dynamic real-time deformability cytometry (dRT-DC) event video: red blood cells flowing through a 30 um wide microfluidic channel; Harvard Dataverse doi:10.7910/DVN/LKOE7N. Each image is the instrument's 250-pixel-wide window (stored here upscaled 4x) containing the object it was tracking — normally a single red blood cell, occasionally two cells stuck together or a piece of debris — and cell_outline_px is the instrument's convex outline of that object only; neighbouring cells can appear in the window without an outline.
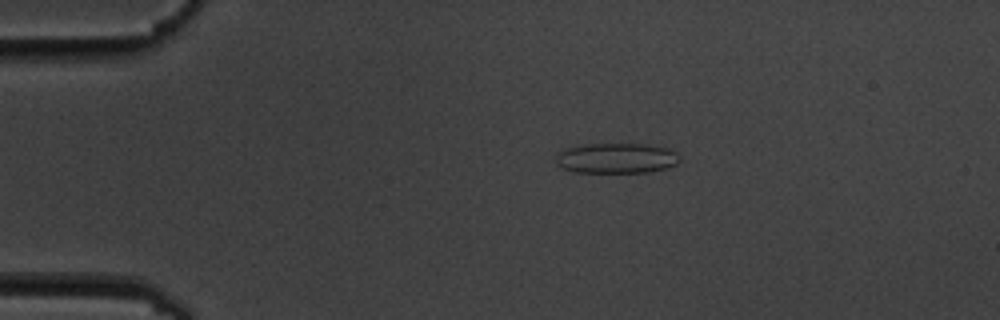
{"species": "common noctule bat (a hibernating species)", "species_latin": "Nyctalus noctula", "temperature_condition": "cold", "stored_images_in_passage": 15, "camera_frame_rate_fps": 3000, "um_per_image_px": 0.085, "animal": {"sex": "male", "body_mass_g": 19.5, "forearm_length_mm": 54.6}, "frame": {"image": 1, "passage_image": 3, "time_ms": 3.0, "image_size_px": [1000, 320], "cell_outline_px": [[680, 160], [676, 164], [664, 168], [648, 172], [572, 172], [556, 164], [556, 152], [564, 148], [584, 144], [644, 144], [668, 148], [676, 152]], "centroid_in_image_um": [52.34, 13.44], "position_along_channel_um": 32.7, "area_um2": 21.91}}
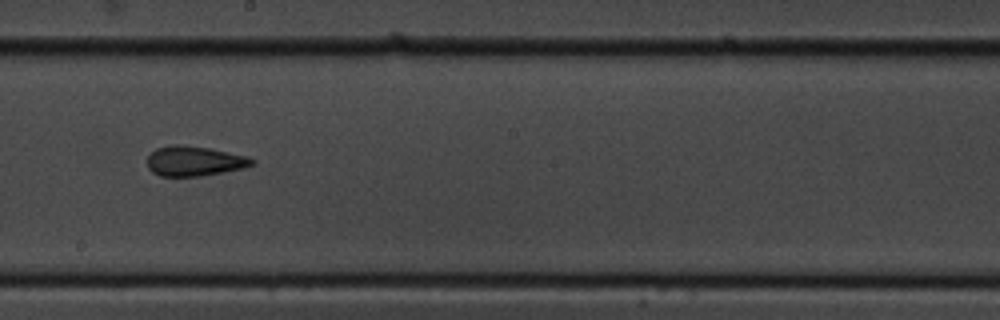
{"frame": {"image": 2, "passage_image": 9, "time_ms": 10.0, "image_size_px": [1000, 320], "cell_outline_px": [[256, 164], [244, 168], [200, 176], [160, 176], [152, 172], [148, 168], [148, 156], [156, 148], [172, 144], [180, 144], [208, 148], [248, 156], [256, 160]], "centroid_in_image_um": [16.54, 13.69], "position_along_channel_um": 231.7, "area_um2": 18.32}}
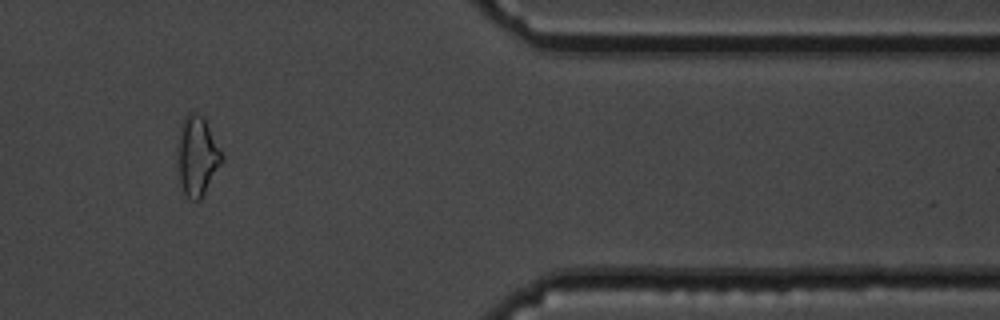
{"frame": {"image": 3, "passage_image": 13, "time_ms": 15.333, "image_size_px": [1000, 320], "cell_outline_px": [[224, 160], [200, 200], [192, 200], [184, 192], [180, 180], [176, 152], [180, 124], [184, 116], [188, 112], [196, 112], [204, 116], [224, 156]], "centroid_in_image_um": [16.76, 13.19], "position_along_channel_um": 394.6, "area_um2": 20.81}, "authors_computed_cell_mechanics": {"area_um2": 18.5538, "velocity_mm_per_s": 3.5217, "shape_relaxation_time_tau1_ms": 3.5737, "shape_relaxation_time_tau2_ms": 1.5187, "deformation_change_tau1": 0.1122, "deformation_change_tau2": 0.0996}}